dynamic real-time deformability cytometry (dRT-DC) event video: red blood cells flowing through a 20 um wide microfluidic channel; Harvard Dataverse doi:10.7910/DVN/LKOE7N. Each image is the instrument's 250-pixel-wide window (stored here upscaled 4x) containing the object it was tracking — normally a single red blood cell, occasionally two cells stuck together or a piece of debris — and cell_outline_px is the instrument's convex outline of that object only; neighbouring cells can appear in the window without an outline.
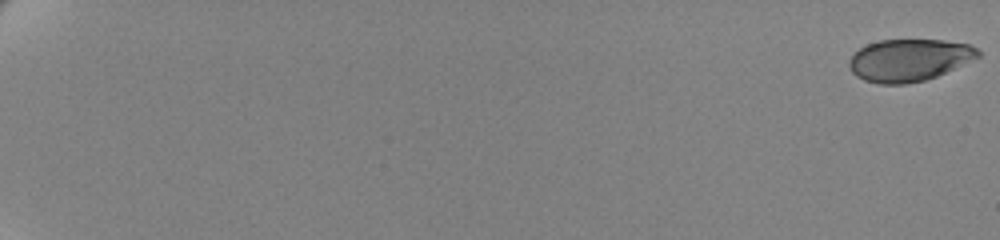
{"species": "human", "species_latin": "Homo sapiens", "temperature_condition": "cold", "stored_images_in_passage": 63, "camera_frame_rate_fps": 3000, "um_per_image_px": 0.085, "donor": {"sex": "female"}, "frame": {"image": 1, "passage_image": 1, "time_ms": 0.0, "image_size_px": [1000, 240], "cell_outline_px": [[980, 56], [936, 76], [924, 80], [904, 84], [880, 84], [864, 80], [856, 76], [852, 72], [848, 64], [848, 60], [860, 48], [868, 44], [880, 40], [944, 40], [968, 44], [976, 48], [980, 52]], "centroid_in_image_um": [77.24, 5.1], "position_along_channel_um": 7.8, "area_um2": 31.39}}
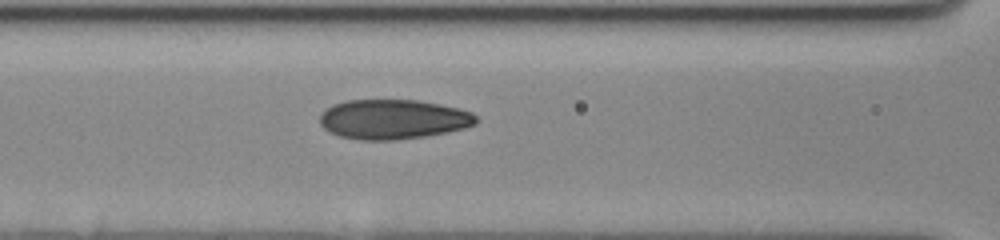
{"frame": {"image": 2, "passage_image": 32, "time_ms": 10.333, "image_size_px": [1000, 240], "cell_outline_px": [[480, 120], [476, 124], [464, 128], [448, 132], [424, 136], [396, 140], [360, 140], [340, 136], [328, 132], [320, 124], [320, 112], [324, 108], [332, 104], [344, 100], [420, 100], [460, 108], [472, 112]], "centroid_in_image_um": [33.41, 10.13], "position_along_channel_um": 133.2, "area_um2": 36.65}}
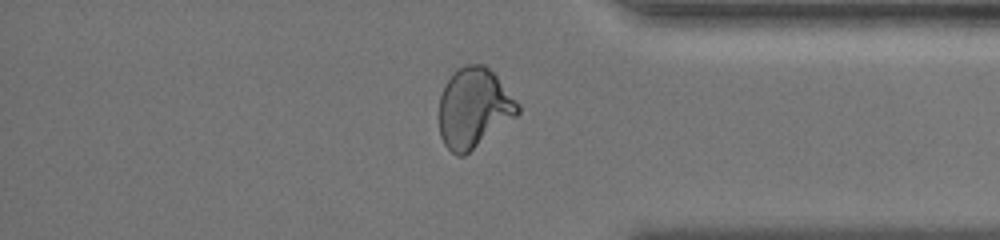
{"frame": {"image": 3, "passage_image": 55, "time_ms": 18.0, "image_size_px": [1000, 240], "cell_outline_px": [[520, 112], [516, 116], [464, 156], [456, 156], [444, 144], [440, 136], [440, 96], [448, 80], [464, 64], [484, 64], [496, 76], [520, 104]], "centroid_in_image_um": [40.28, 9.19], "position_along_channel_um": 394.9, "area_um2": 36.13}, "authors_computed_cell_mechanics": {"area_um2": 35.3736, "velocity_mm_per_s": 3.4879, "shape_relaxation_time_tau1_ms": 6.4591, "shape_relaxation_time_tau2_ms": 1.034, "deformation_change_tau1": 0.1921, "deformation_change_tau2": 0.053}}